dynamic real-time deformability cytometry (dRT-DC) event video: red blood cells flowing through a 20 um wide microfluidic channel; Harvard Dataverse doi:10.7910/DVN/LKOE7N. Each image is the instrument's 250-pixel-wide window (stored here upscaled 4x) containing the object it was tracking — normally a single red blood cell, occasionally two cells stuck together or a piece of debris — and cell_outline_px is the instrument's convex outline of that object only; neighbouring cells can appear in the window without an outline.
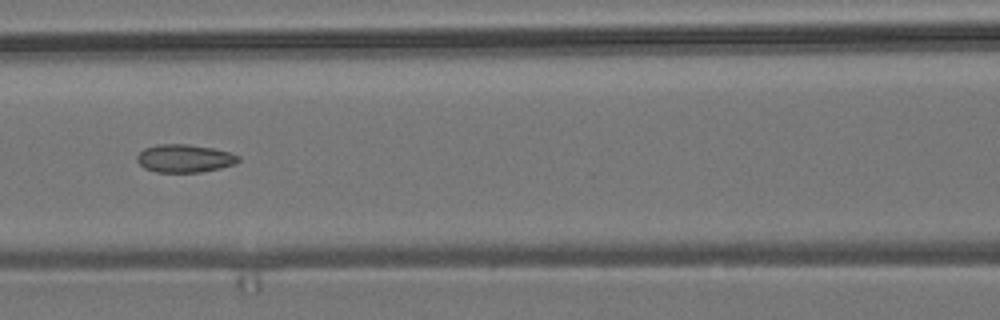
{"species": "common noctule bat (a hibernating species)", "species_latin": "Nyctalus noctula", "temperature_condition": "room temperature", "stored_images_in_passage": 6, "camera_frame_rate_fps": 3000, "um_per_image_px": 0.085, "animal": {"sex": "male", "body_mass_g": 19.2, "forearm_length_mm": 51.8}, "frame": {"image": 1, "passage_image": 4, "time_ms": 1.0, "image_size_px": [1000, 320], "cell_outline_px": [[240, 160], [236, 164], [220, 168], [200, 172], [156, 172], [144, 168], [136, 160], [136, 156], [144, 148], [156, 144], [188, 144], [212, 148], [228, 152], [240, 156]], "centroid_in_image_um": [15.67, 13.46], "position_along_channel_um": 150.9, "area_um2": 16.59}}
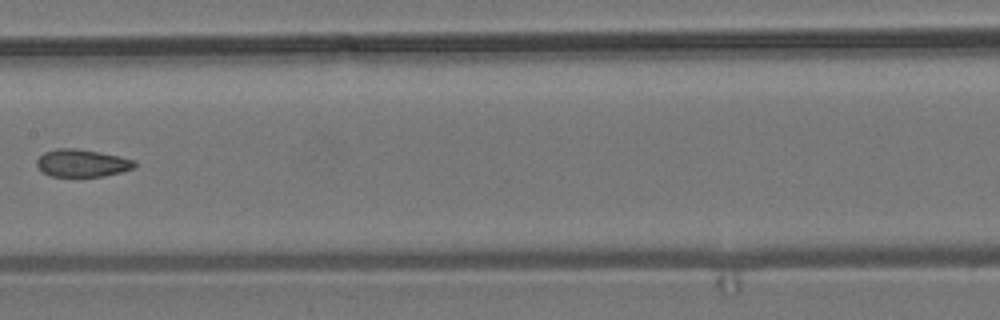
{"frame": {"image": 2, "passage_image": 5, "time_ms": 1.333, "image_size_px": [1000, 320], "cell_outline_px": [[136, 168], [104, 176], [52, 176], [44, 172], [36, 164], [36, 160], [44, 152], [56, 148], [76, 148], [136, 160]], "centroid_in_image_um": [6.98, 13.86], "position_along_channel_um": 200.4, "area_um2": 15.49}}
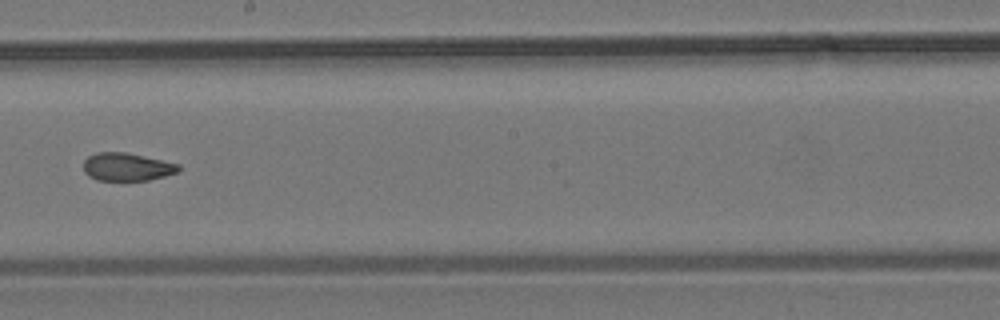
{"frame": {"image": 3, "passage_image": 6, "time_ms": 1.667, "image_size_px": [1000, 320], "cell_outline_px": [[180, 168], [176, 172], [164, 176], [148, 180], [96, 180], [88, 176], [84, 172], [84, 160], [88, 156], [96, 152], [128, 152], [180, 164]], "centroid_in_image_um": [10.77, 14.17], "position_along_channel_um": 237.4, "area_um2": 15.55}}